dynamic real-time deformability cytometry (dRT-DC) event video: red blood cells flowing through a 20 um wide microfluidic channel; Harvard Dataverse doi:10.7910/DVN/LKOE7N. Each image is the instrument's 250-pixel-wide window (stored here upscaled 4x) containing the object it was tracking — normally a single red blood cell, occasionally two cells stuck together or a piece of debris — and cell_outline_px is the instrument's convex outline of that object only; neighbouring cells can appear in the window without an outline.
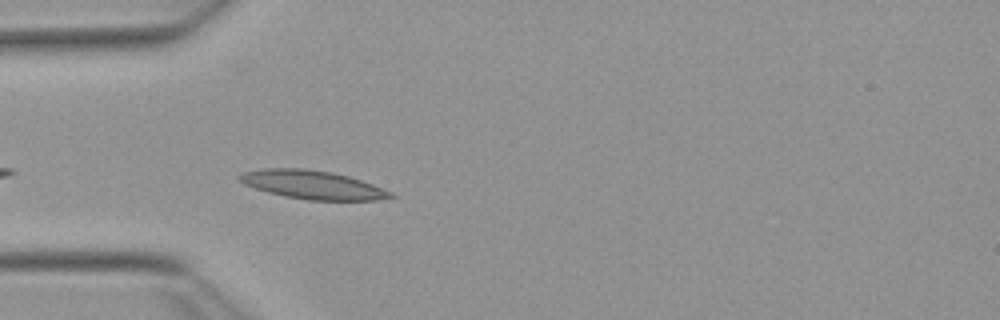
{"species": "Egyptian fruit bat (a non-hibernating species)", "species_latin": "Rousettus aegyptiacus", "temperature_condition": "warm", "stored_images_in_passage": 9, "camera_frame_rate_fps": 3000, "um_per_image_px": 0.085, "animal": {"sex": "female"}, "frame": {"image": 1, "passage_image": 3, "time_ms": 0.667, "image_size_px": [1000, 320], "cell_outline_px": [[396, 196], [376, 200], [308, 200], [284, 196], [268, 192], [244, 184], [236, 176], [244, 172], [264, 168], [304, 168], [332, 172], [348, 176], [372, 184], [392, 192]], "centroid_in_image_um": [26.56, 15.7], "position_along_channel_um": 58.4, "area_um2": 24.97}}
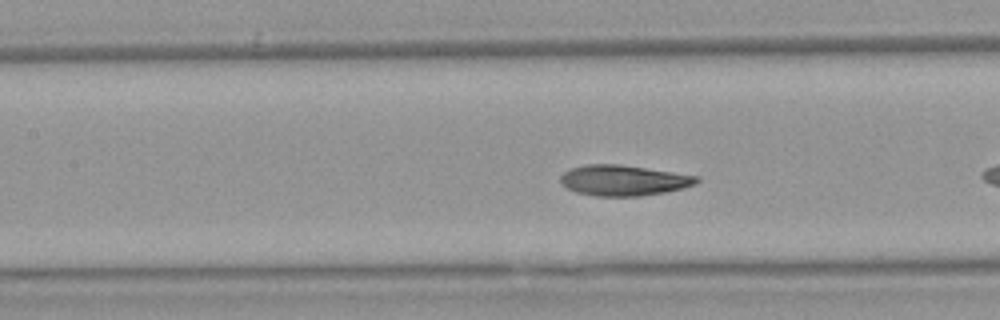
{"frame": {"image": 2, "passage_image": 8, "time_ms": 2.333, "image_size_px": [1000, 320], "cell_outline_px": [[700, 180], [696, 184], [684, 188], [664, 192], [640, 196], [596, 196], [576, 192], [560, 184], [560, 176], [564, 172], [572, 168], [584, 164], [620, 164], [700, 176]], "centroid_in_image_um": [53.01, 15.33], "position_along_channel_um": 154.4, "area_um2": 24.39}}